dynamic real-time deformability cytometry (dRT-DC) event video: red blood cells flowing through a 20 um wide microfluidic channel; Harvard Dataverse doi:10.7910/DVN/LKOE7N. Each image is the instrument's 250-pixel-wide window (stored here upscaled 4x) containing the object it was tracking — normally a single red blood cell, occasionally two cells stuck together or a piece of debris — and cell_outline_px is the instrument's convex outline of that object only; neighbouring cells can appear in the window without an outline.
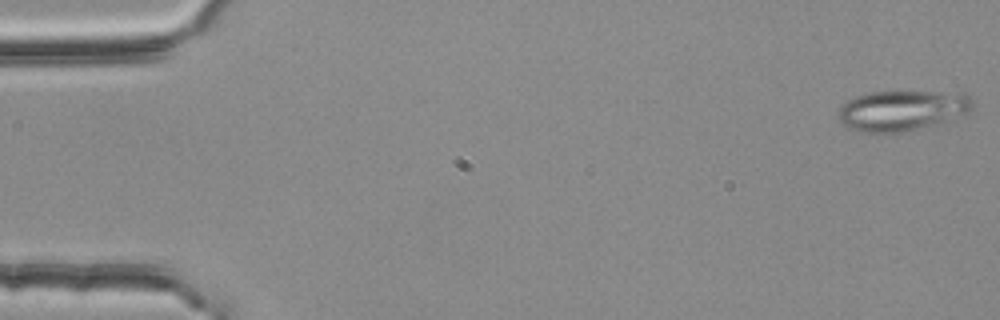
{"species": "common noctule bat (a hibernating species)", "species_latin": "Nyctalus noctula", "temperature_condition": "room temperature", "stored_images_in_passage": 25, "camera_frame_rate_fps": 3000, "um_per_image_px": 0.085, "animal": {"sex": "female", "body_mass_g": 25.1}, "frame": {"image": 1, "passage_image": 1, "time_ms": 0.0, "image_size_px": [1000, 320], "cell_outline_px": [[972, 108], [968, 112], [948, 120], [936, 124], [900, 132], [856, 132], [848, 128], [840, 120], [840, 104], [864, 92], [964, 92], [972, 100]], "centroid_in_image_um": [76.65, 9.38], "position_along_channel_um": 8.3, "area_um2": 31.44}}